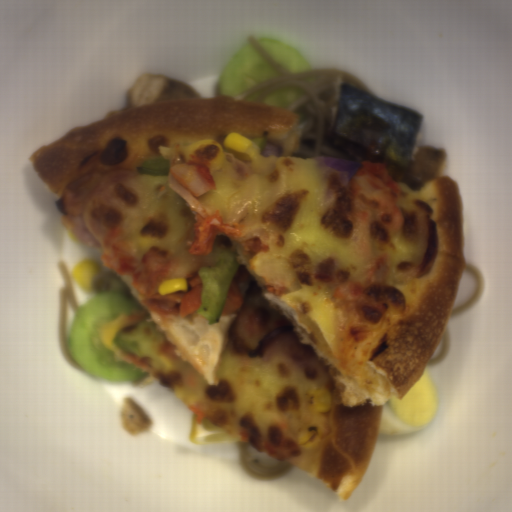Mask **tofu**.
<instances>
[{"mask_svg": "<svg viewBox=\"0 0 512 512\" xmlns=\"http://www.w3.org/2000/svg\"><path fill=\"white\" fill-rule=\"evenodd\" d=\"M185 98L200 97L188 83L146 72L135 80L126 93L127 108Z\"/></svg>", "mask_w": 512, "mask_h": 512, "instance_id": "obj_1", "label": "tofu"}, {"mask_svg": "<svg viewBox=\"0 0 512 512\" xmlns=\"http://www.w3.org/2000/svg\"><path fill=\"white\" fill-rule=\"evenodd\" d=\"M448 154L446 150L433 145H415L413 161L407 173L382 162L392 180L420 190L431 179L441 176Z\"/></svg>", "mask_w": 512, "mask_h": 512, "instance_id": "obj_2", "label": "tofu"}, {"mask_svg": "<svg viewBox=\"0 0 512 512\" xmlns=\"http://www.w3.org/2000/svg\"><path fill=\"white\" fill-rule=\"evenodd\" d=\"M120 418L122 422V429L130 435H136L149 430L154 421L152 417H150L129 397H124L121 406Z\"/></svg>", "mask_w": 512, "mask_h": 512, "instance_id": "obj_3", "label": "tofu"}]
</instances>
